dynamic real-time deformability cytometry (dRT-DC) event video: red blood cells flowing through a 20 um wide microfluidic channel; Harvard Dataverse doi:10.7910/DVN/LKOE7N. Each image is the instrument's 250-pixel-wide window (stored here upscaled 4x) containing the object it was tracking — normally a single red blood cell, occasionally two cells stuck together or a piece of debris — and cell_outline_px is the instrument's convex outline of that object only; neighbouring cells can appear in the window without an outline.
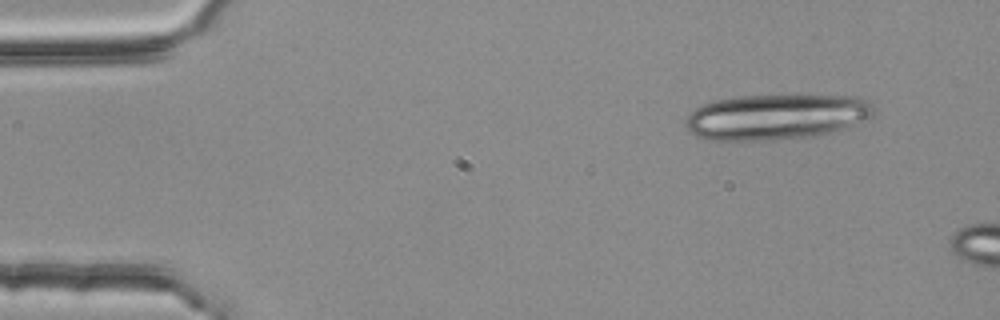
{"species": "common noctule bat (a hibernating species)", "species_latin": "Nyctalus noctula", "temperature_condition": "room temperature", "stored_images_in_passage": 2, "camera_frame_rate_fps": 3000, "um_per_image_px": 0.085, "animal": {"sex": "female", "body_mass_g": 25.1}, "frame": {"image": 1, "passage_image": 1, "time_ms": 0.0, "image_size_px": [1000, 320], "cell_outline_px": [[876, 116], [816, 136], [768, 140], [712, 140], [696, 136], [684, 124], [688, 116], [696, 108], [704, 104], [716, 100], [740, 96], [860, 96], [868, 100], [872, 104]], "centroid_in_image_um": [66.0, 9.93], "position_along_channel_um": 19.0, "area_um2": 49.42}}